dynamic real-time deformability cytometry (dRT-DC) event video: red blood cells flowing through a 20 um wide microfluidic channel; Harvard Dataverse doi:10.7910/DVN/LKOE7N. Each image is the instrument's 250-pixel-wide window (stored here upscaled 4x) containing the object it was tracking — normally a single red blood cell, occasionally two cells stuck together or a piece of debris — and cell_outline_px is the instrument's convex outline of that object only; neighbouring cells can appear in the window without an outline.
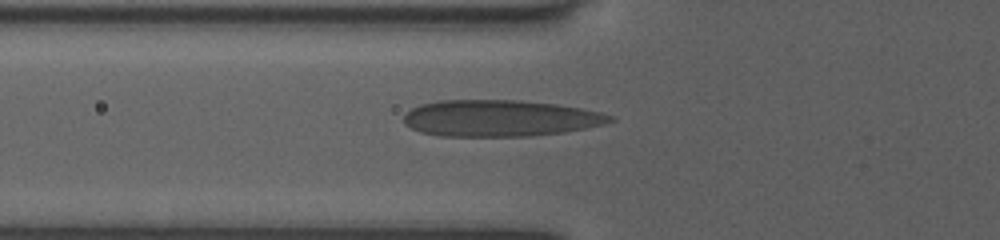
{"species": "human", "species_latin": "Homo sapiens", "temperature_condition": "room temperature", "stored_images_in_passage": 7, "camera_frame_rate_fps": 3000, "um_per_image_px": 0.085, "donor": {"sex": "female"}, "frame": {"image": 1, "passage_image": 3, "time_ms": 1.0, "image_size_px": [1000, 240], "cell_outline_px": [[616, 120], [604, 124], [564, 132], [532, 136], [440, 136], [420, 132], [404, 124], [404, 112], [420, 104], [440, 100], [520, 100], [556, 104], [580, 108], [600, 112], [616, 116]], "centroid_in_image_um": [42.49, 10.05], "position_along_channel_um": 83.3, "area_um2": 44.1}}
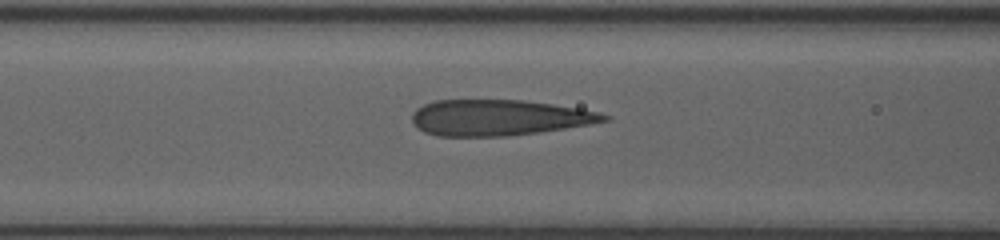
{"frame": {"image": 2, "passage_image": 6, "time_ms": 2.0, "image_size_px": [1000, 240], "cell_outline_px": [[612, 120], [592, 124], [540, 132], [508, 136], [436, 136], [424, 132], [416, 128], [412, 124], [412, 112], [416, 108], [424, 104], [436, 100], [524, 100], [552, 104], [600, 112], [612, 116]], "centroid_in_image_um": [42.4, 10.0], "position_along_channel_um": 124.2, "area_um2": 40.52}}